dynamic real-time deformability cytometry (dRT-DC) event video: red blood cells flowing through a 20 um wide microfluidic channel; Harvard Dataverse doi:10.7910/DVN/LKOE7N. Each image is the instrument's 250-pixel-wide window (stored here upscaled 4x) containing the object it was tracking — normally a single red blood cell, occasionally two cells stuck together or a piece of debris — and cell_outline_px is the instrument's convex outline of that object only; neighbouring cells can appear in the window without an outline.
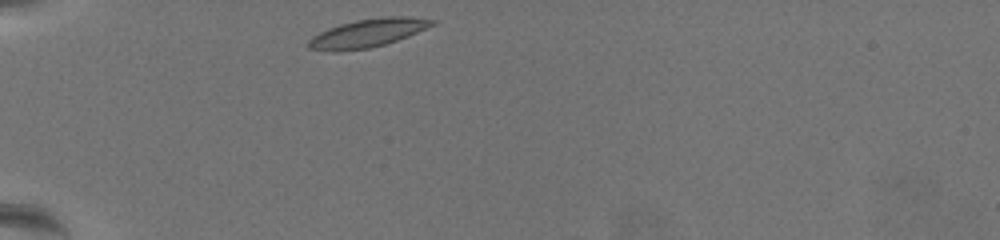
{"species": "common noctule bat (a hibernating species)", "species_latin": "Nyctalus noctula", "temperature_condition": "warm", "stored_images_in_passage": 35, "camera_frame_rate_fps": 3000, "um_per_image_px": 0.085, "animal": {"sex": "female", "body_mass_g": 19.5, "forearm_length_mm": 54.1}, "frame": {"image": 1, "passage_image": 1, "time_ms": 0.0, "image_size_px": [1000, 240], "cell_outline_px": [[436, 24], [408, 36], [384, 44], [368, 48], [336, 52], [332, 52], [308, 48], [308, 40], [312, 36], [328, 28], [340, 24], [356, 20], [380, 16], [404, 16], [436, 20]], "centroid_in_image_um": [31.23, 2.8], "position_along_channel_um": 53.8, "area_um2": 20.4}}
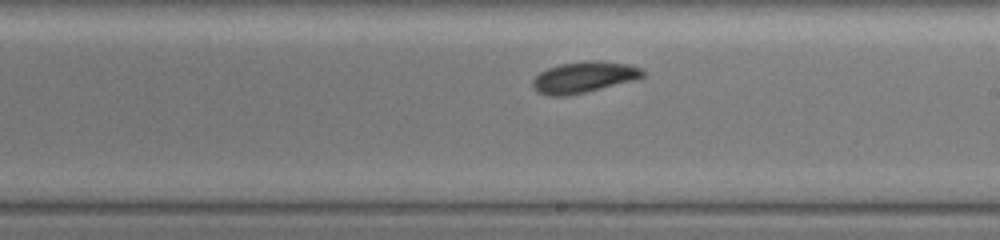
{"frame": {"image": 2, "passage_image": 20, "time_ms": 6.333, "image_size_px": [1000, 240], "cell_outline_px": [[648, 72], [644, 76], [636, 80], [584, 92], [564, 96], [548, 96], [536, 92], [532, 88], [532, 80], [540, 72], [548, 68], [560, 64], [592, 60], [596, 60], [628, 64], [644, 68]], "centroid_in_image_um": [49.66, 6.56], "position_along_channel_um": 239.3, "area_um2": 20.17}}
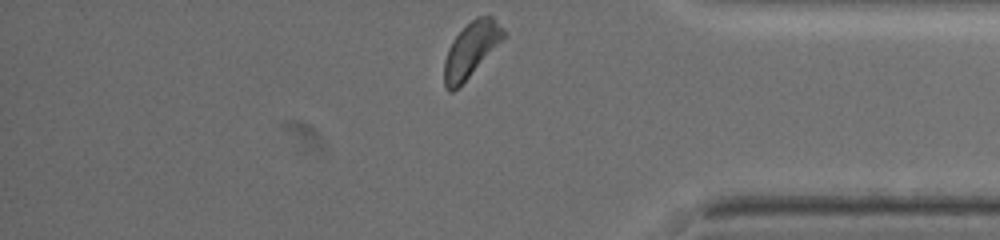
{"frame": {"image": 3, "passage_image": 35, "time_ms": 11.333, "image_size_px": [1000, 240], "cell_outline_px": [[508, 32], [468, 76], [452, 92], [448, 92], [444, 84], [444, 60], [448, 48], [452, 40], [476, 16], [492, 16]], "centroid_in_image_um": [40.01, 4.18], "position_along_channel_um": 395.2, "area_um2": 18.21}, "authors_computed_cell_mechanics": {"area_um2": 19.5942, "velocity_mm_per_s": 3.3629, "shape_relaxation_time_tau1_ms": 2.5888, "shape_relaxation_time_tau2_ms": 4.7468, "deformation_change_tau1": 0.1149, "deformation_change_tau2": 0.1198}}